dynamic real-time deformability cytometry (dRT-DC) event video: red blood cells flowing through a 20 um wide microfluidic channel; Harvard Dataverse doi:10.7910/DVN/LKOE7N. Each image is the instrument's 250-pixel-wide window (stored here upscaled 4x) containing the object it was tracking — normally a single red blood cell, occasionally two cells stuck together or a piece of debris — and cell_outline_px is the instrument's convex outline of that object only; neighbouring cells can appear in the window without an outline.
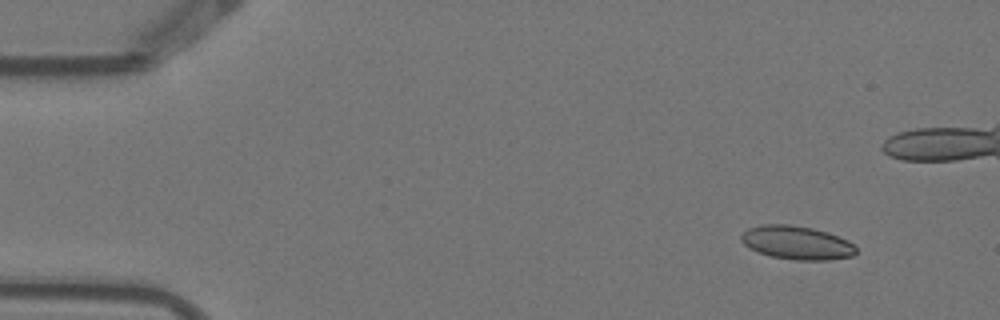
{"species": "Egyptian fruit bat (a non-hibernating species)", "species_latin": "Rousettus aegyptiacus", "temperature_condition": "warm", "stored_images_in_passage": 5, "camera_frame_rate_fps": 3000, "um_per_image_px": 0.085, "animal": {"sex": "female"}, "frame": {"image": 1, "passage_image": 1, "time_ms": 0.0, "image_size_px": [1000, 320], "cell_outline_px": [[856, 252], [852, 256], [828, 260], [796, 260], [772, 256], [748, 248], [740, 240], [740, 236], [748, 228], [760, 224], [788, 224], [812, 228], [828, 232], [848, 240], [856, 248]], "centroid_in_image_um": [67.71, 20.62], "position_along_channel_um": 17.3, "area_um2": 22.43}}